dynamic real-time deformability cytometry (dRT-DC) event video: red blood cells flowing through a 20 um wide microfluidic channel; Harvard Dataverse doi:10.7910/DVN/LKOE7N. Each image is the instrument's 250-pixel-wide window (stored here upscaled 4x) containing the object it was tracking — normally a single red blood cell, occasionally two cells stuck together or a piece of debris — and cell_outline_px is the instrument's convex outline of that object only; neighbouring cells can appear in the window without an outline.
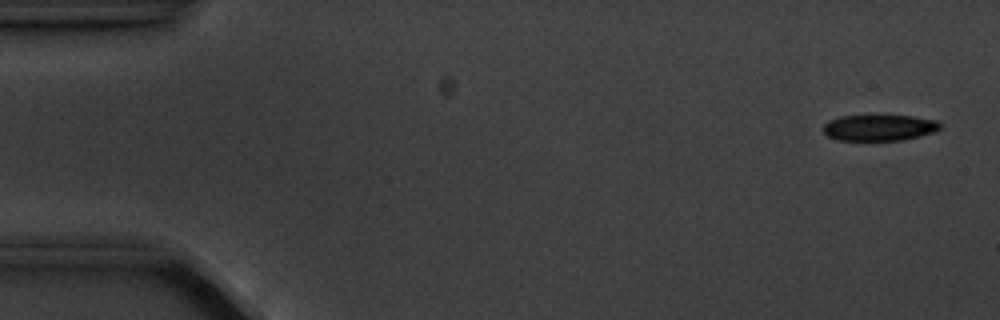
{"species": "common noctule bat (a hibernating species)", "species_latin": "Nyctalus noctula", "temperature_condition": "cold", "stored_images_in_passage": 4, "camera_frame_rate_fps": 3000, "um_per_image_px": 0.085, "animal": {"sex": "male", "body_mass_g": 20.1, "forearm_length_mm": 53.5}, "frame": {"image": 1, "passage_image": 1, "time_ms": 0.0, "image_size_px": [1000, 320], "cell_outline_px": [[944, 124], [940, 128], [932, 132], [900, 140], [840, 140], [828, 136], [824, 132], [824, 124], [828, 120], [840, 116], [912, 116], [936, 120]], "centroid_in_image_um": [74.73, 10.84], "position_along_channel_um": 10.3, "area_um2": 17.51}}